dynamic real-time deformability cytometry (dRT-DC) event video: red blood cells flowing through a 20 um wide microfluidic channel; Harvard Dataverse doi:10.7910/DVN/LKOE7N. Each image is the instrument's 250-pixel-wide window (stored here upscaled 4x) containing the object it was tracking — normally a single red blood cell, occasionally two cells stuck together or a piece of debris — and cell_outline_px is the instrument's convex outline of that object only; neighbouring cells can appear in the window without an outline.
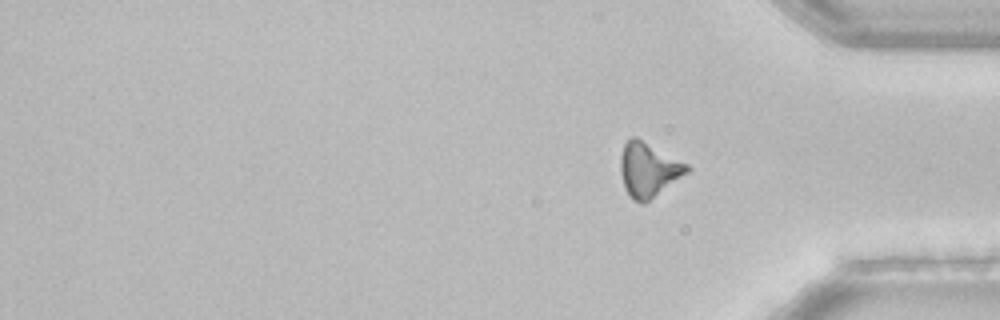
{"species": "common noctule bat (a hibernating species)", "species_latin": "Nyctalus noctula", "temperature_condition": "room temperature", "stored_images_in_passage": 51, "segment_of_instrument_passage": [2, 2], "camera_frame_rate_fps": 3000, "um_per_image_px": 0.085, "animal": {"sex": "female", "body_mass_g": 22.7, "forearm_length_mm": 54.2}, "frame": {"image": 1, "passage_image": 51, "time_ms": 16.667, "image_size_px": [1000, 320], "cell_outline_px": [[692, 168], [688, 172], [644, 204], [640, 204], [632, 200], [628, 196], [624, 188], [620, 172], [620, 156], [624, 144], [632, 136], [636, 136], [688, 164]], "centroid_in_image_um": [55.09, 14.43], "position_along_channel_um": 380.1, "area_um2": 21.21}}